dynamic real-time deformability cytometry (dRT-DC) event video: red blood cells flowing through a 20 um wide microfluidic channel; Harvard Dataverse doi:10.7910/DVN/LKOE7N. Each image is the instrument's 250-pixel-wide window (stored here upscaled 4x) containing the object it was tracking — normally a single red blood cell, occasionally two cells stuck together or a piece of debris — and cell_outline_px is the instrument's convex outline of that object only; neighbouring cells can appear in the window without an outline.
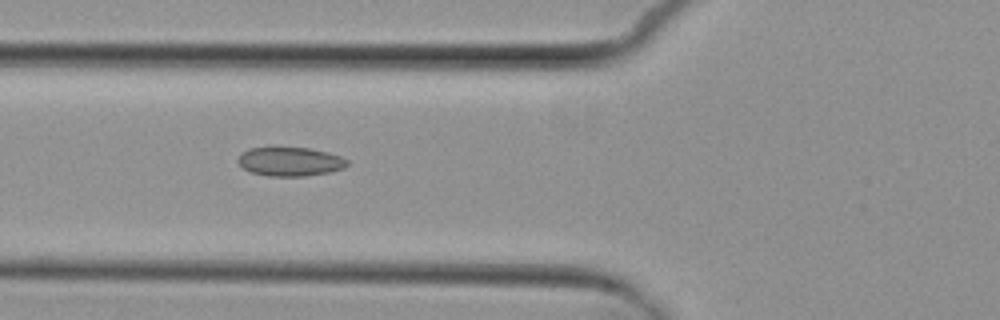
{"species": "common noctule bat (a hibernating species)", "species_latin": "Nyctalus noctula", "temperature_condition": "cold", "stored_images_in_passage": 3, "camera_frame_rate_fps": 3000, "um_per_image_px": 0.085, "animal": {"sex": "female", "body_mass_g": 29.2, "forearm_length_mm": 56.3}, "frame": {"image": 1, "passage_image": 2, "time_ms": 1.0, "image_size_px": [1000, 320], "cell_outline_px": [[348, 164], [344, 168], [332, 172], [304, 176], [268, 176], [252, 172], [244, 168], [236, 160], [240, 152], [248, 148], [276, 144], [308, 148], [328, 152], [340, 156], [348, 160]], "centroid_in_image_um": [24.61, 13.68], "position_along_channel_um": 101.2, "area_um2": 19.31}}
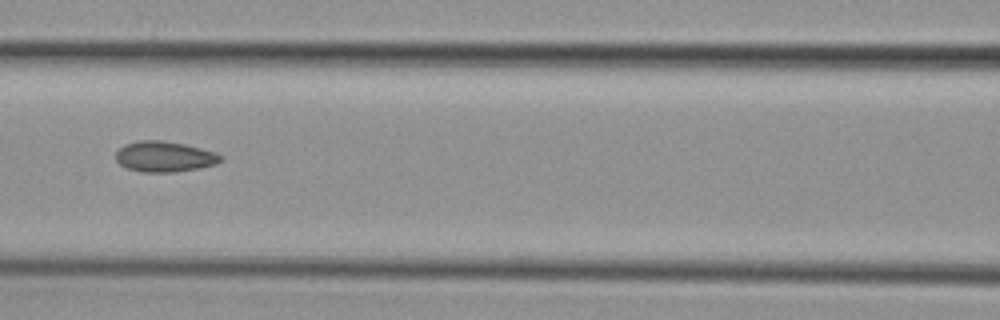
{"frame": {"image": 2, "passage_image": 3, "time_ms": 2.333, "image_size_px": [1000, 320], "cell_outline_px": [[224, 160], [216, 164], [200, 168], [176, 172], [140, 172], [128, 168], [120, 164], [116, 160], [116, 152], [124, 144], [140, 140], [160, 140], [184, 144], [216, 152], [224, 156]], "centroid_in_image_um": [14.02, 13.31], "position_along_channel_um": 152.6, "area_um2": 18.84}}